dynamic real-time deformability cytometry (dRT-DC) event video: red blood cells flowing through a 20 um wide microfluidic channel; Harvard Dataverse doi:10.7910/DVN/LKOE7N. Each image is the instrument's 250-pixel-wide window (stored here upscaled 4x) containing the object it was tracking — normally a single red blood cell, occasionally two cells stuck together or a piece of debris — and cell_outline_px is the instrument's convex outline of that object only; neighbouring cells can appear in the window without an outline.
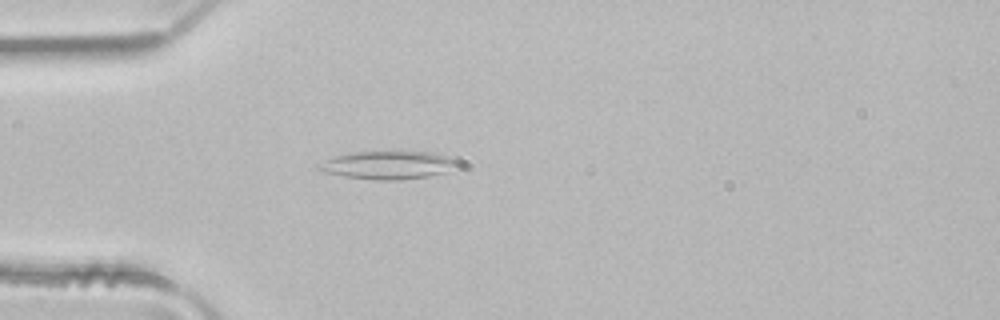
{"species": "common noctule bat (a hibernating species)", "species_latin": "Nyctalus noctula", "temperature_condition": "room temperature", "stored_images_in_passage": 2, "camera_frame_rate_fps": 3000, "um_per_image_px": 0.085, "animal": {"sex": "male", "body_mass_g": 21.5, "forearm_length_mm": 52.0}, "frame": {"image": 1, "passage_image": 2, "time_ms": 0.333, "image_size_px": [1000, 320], "cell_outline_px": [[460, 160], [444, 172], [428, 176], [400, 180], [380, 180], [344, 176], [324, 172], [316, 168], [316, 164], [336, 156], [352, 152], [428, 152]], "centroid_in_image_um": [32.9, 14.03], "position_along_channel_um": 52.1, "area_um2": 22.14}}